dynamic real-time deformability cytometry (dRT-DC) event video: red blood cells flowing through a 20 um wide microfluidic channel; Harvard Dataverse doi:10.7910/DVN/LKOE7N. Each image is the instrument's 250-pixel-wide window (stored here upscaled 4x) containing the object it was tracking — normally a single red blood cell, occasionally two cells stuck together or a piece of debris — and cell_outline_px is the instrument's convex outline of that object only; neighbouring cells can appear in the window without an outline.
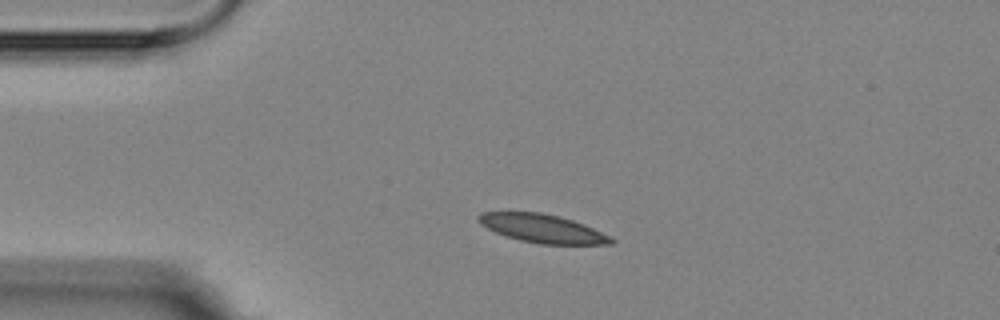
{"species": "Egyptian fruit bat (a non-hibernating species)", "species_latin": "Rousettus aegyptiacus", "temperature_condition": "room temperature", "stored_images_in_passage": 3, "camera_frame_rate_fps": 3000, "um_per_image_px": 0.085, "animal": {"sex": "female"}, "frame": {"image": 1, "passage_image": 3, "time_ms": 2.333, "image_size_px": [1000, 320], "cell_outline_px": [[616, 240], [612, 244], [540, 244], [520, 240], [496, 232], [480, 224], [476, 220], [476, 216], [480, 212], [540, 212], [560, 216], [584, 224], [612, 236]], "centroid_in_image_um": [46.12, 19.41], "position_along_channel_um": 38.9, "area_um2": 22.02}}